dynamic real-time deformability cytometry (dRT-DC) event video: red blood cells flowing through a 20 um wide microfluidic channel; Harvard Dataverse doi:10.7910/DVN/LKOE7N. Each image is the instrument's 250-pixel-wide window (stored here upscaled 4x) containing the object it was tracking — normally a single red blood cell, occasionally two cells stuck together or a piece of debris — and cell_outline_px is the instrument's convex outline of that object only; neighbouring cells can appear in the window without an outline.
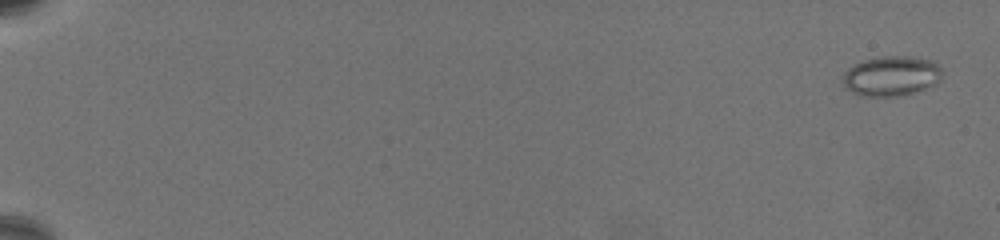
{"species": "common noctule bat (a hibernating species)", "species_latin": "Nyctalus noctula", "temperature_condition": "warm", "stored_images_in_passage": 69, "camera_frame_rate_fps": 3000, "um_per_image_px": 0.085, "animal": {"sex": "female", "body_mass_g": 19.5, "forearm_length_mm": 54.1}, "frame": {"image": 1, "passage_image": 3, "time_ms": 0.667, "image_size_px": [1000, 240], "cell_outline_px": [[940, 80], [936, 84], [912, 92], [896, 96], [860, 96], [844, 88], [844, 72], [848, 68], [856, 64], [868, 60], [892, 56], [904, 56], [928, 60], [936, 64], [940, 68]], "centroid_in_image_um": [75.73, 6.48], "position_along_channel_um": 9.3, "area_um2": 22.43}}
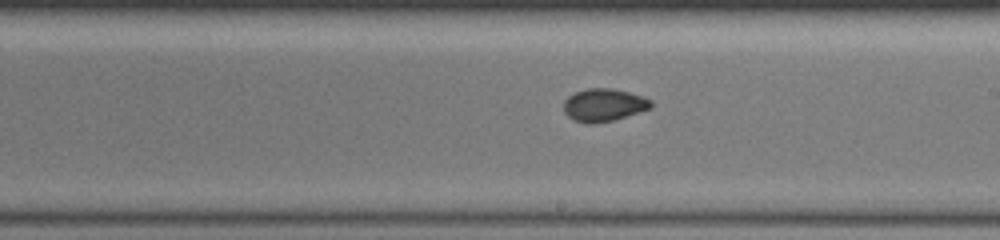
{"frame": {"image": 2, "passage_image": 44, "time_ms": 14.333, "image_size_px": [1000, 240], "cell_outline_px": [[652, 108], [612, 120], [592, 124], [584, 124], [572, 120], [564, 112], [564, 100], [568, 96], [576, 92], [588, 88], [612, 88], [628, 92], [652, 100]], "centroid_in_image_um": [51.29, 8.93], "position_along_channel_um": 237.7, "area_um2": 16.65}}
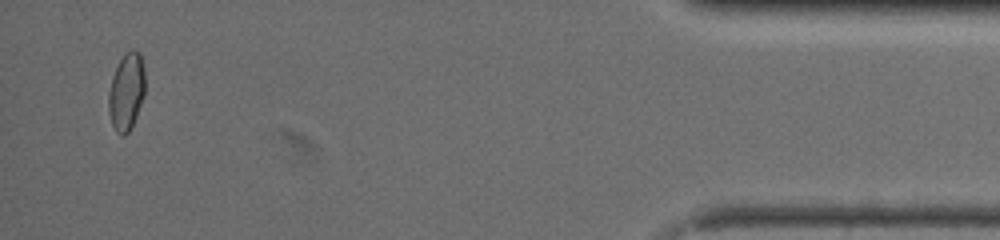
{"frame": {"image": 3, "passage_image": 67, "time_ms": 22.0, "image_size_px": [1000, 240], "cell_outline_px": [[144, 96], [136, 116], [128, 132], [124, 136], [120, 136], [116, 132], [112, 124], [108, 112], [108, 92], [112, 76], [124, 52], [132, 48], [140, 52], [144, 72]], "centroid_in_image_um": [10.73, 7.78], "position_along_channel_um": 424.5, "area_um2": 16.53}, "authors_computed_cell_mechanics": {"area_um2": 17.2244, "velocity_mm_per_s": 3.2729, "shape_relaxation_time_tau1_ms": null, "shape_relaxation_time_tau2_ms": 1.1935, "deformation_change_tau1": null, "deformation_change_tau2": 0.0468}}